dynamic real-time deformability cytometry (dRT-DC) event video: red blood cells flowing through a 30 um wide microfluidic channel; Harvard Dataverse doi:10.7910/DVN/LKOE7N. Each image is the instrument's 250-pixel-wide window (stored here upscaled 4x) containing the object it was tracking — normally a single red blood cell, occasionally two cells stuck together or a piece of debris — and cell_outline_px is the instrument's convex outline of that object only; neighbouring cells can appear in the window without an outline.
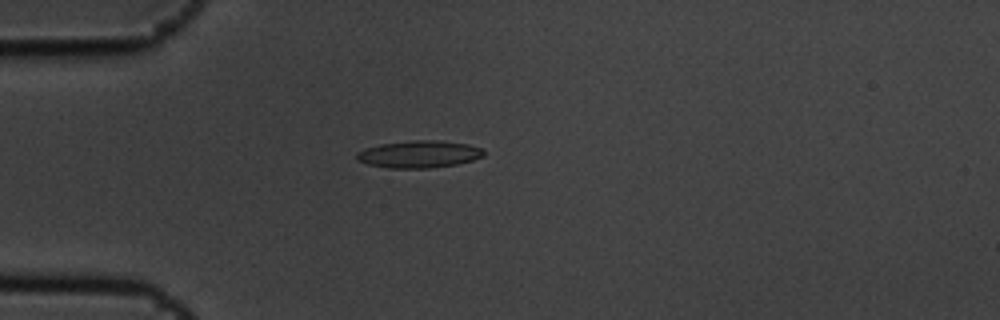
{"species": "common noctule bat (a hibernating species)", "species_latin": "Nyctalus noctula", "temperature_condition": "cold", "stored_images_in_passage": 4, "camera_frame_rate_fps": 3000, "um_per_image_px": 0.085, "animal": {"sex": "male", "body_mass_g": 19.5, "forearm_length_mm": 54.6}, "frame": {"image": 1, "passage_image": 3, "time_ms": 0.667, "image_size_px": [1000, 320], "cell_outline_px": [[484, 156], [472, 160], [456, 164], [428, 168], [388, 168], [368, 164], [356, 160], [356, 152], [364, 148], [380, 144], [412, 140], [440, 140], [468, 144], [484, 148]], "centroid_in_image_um": [35.61, 13.1], "position_along_channel_um": 49.4, "area_um2": 20.29}}